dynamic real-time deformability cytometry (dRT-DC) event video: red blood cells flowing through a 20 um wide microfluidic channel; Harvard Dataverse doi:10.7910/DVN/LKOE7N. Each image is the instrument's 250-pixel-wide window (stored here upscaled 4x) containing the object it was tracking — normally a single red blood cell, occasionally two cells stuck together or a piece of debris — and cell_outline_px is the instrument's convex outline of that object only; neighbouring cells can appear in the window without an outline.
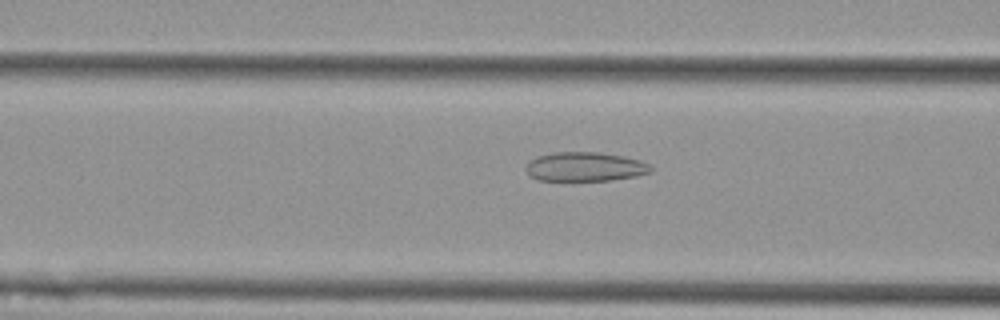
{"species": "Egyptian fruit bat (a non-hibernating species)", "species_latin": "Rousettus aegyptiacus", "temperature_condition": "cold", "stored_images_in_passage": 47, "camera_frame_rate_fps": 3000, "um_per_image_px": 0.085, "animal": {"sex": "female"}, "frame": {"image": 1, "passage_image": 13, "time_ms": 4.0, "image_size_px": [1000, 320], "cell_outline_px": [[652, 172], [636, 176], [612, 180], [540, 180], [532, 176], [524, 168], [528, 160], [536, 156], [552, 152], [600, 152], [624, 156], [640, 160], [648, 164], [652, 168]], "centroid_in_image_um": [49.72, 14.16], "position_along_channel_um": 116.9, "area_um2": 21.33}}
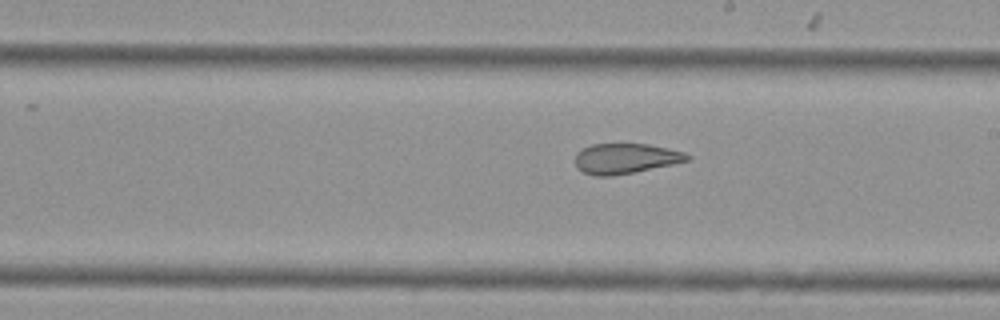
{"frame": {"image": 2, "passage_image": 23, "time_ms": 7.333, "image_size_px": [1000, 320], "cell_outline_px": [[692, 156], [688, 160], [672, 164], [612, 176], [592, 176], [576, 168], [576, 152], [592, 144], [648, 144], [668, 148], [684, 152]], "centroid_in_image_um": [53.15, 13.47], "position_along_channel_um": 235.9, "area_um2": 19.59}}
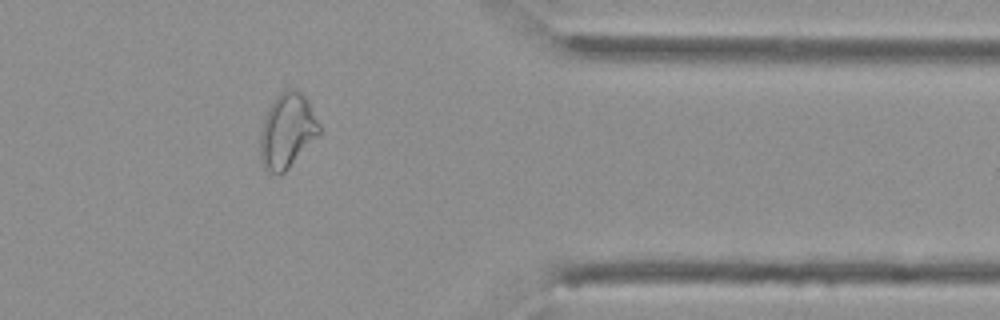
{"frame": {"image": 3, "passage_image": 37, "time_ms": 12.0, "image_size_px": [1000, 320], "cell_outline_px": [[320, 132], [288, 168], [284, 172], [272, 172], [264, 168], [260, 160], [260, 132], [268, 108], [276, 96], [280, 92], [288, 88], [296, 88], [308, 100], [320, 124]], "centroid_in_image_um": [24.39, 11.07], "position_along_channel_um": 387.0, "area_um2": 25.37}, "authors_computed_cell_mechanics": {"area_um2": 23.0622, "velocity_mm_per_s": 3.5775, "shape_relaxation_time_tau1_ms": null, "shape_relaxation_time_tau2_ms": 2.1167, "deformation_change_tau1": null, "deformation_change_tau2": 0.0896}}